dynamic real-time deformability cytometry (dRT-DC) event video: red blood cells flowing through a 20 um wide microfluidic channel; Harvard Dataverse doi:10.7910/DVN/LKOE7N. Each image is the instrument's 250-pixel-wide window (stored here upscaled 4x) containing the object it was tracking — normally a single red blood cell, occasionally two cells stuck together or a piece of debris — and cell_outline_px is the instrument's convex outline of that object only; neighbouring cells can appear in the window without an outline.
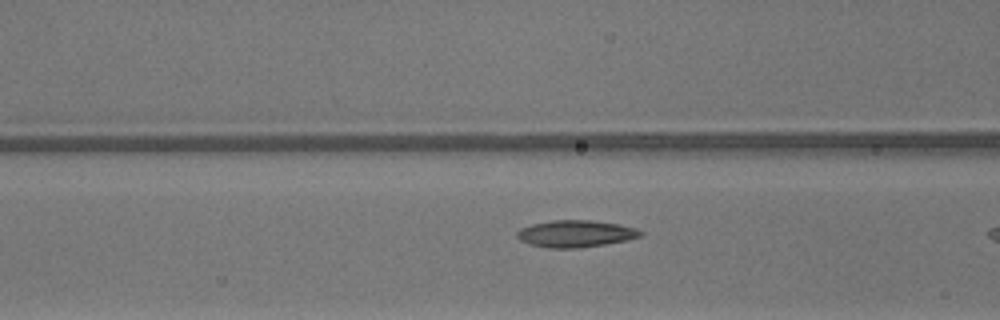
{"species": "common noctule bat (a hibernating species)", "species_latin": "Nyctalus noctula", "temperature_condition": "warm", "stored_images_in_passage": 5, "camera_frame_rate_fps": 3000, "um_per_image_px": 0.085, "animal": {"sex": "male", "body_mass_g": 13.3}, "frame": {"image": 1, "passage_image": 4, "time_ms": 1.0, "image_size_px": [1000, 320], "cell_outline_px": [[644, 236], [628, 240], [580, 248], [548, 248], [528, 244], [520, 240], [516, 236], [516, 232], [520, 228], [532, 224], [552, 220], [592, 220], [620, 224], [636, 228], [644, 232]], "centroid_in_image_um": [48.95, 19.86], "position_along_channel_um": 117.7, "area_um2": 19.65}}